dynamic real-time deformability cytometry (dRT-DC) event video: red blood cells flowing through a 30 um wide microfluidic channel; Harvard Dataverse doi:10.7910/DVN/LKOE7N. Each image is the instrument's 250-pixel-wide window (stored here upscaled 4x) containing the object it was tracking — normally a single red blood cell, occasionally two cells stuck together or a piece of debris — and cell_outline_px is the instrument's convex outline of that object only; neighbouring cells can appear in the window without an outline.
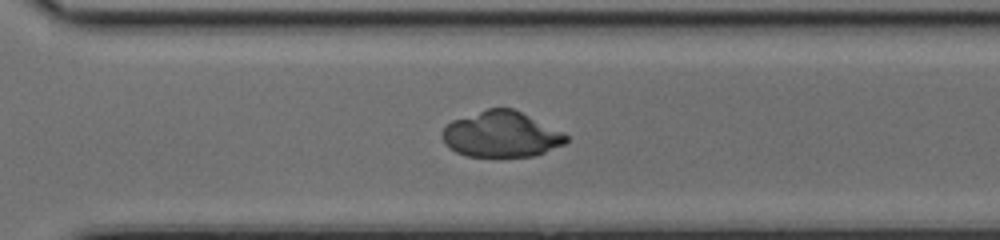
{"species": "common noctule bat (a hibernating species)", "species_latin": "Nyctalus noctula", "temperature_condition": "cold", "stored_images_in_passage": 35, "camera_frame_rate_fps": 3000, "um_per_image_px": 0.085, "animal": {"sex": "female", "body_mass_g": 17.0, "forearm_length_mm": 48.0}, "frame": {"image": 1, "passage_image": 20, "time_ms": 6.333, "image_size_px": [1000, 240], "cell_outline_px": [[568, 140], [564, 144], [536, 156], [464, 156], [448, 148], [444, 144], [444, 128], [452, 120], [488, 108], [512, 108], [564, 132], [568, 136]], "centroid_in_image_um": [42.62, 11.43], "position_along_channel_um": 328.0, "area_um2": 32.89}}
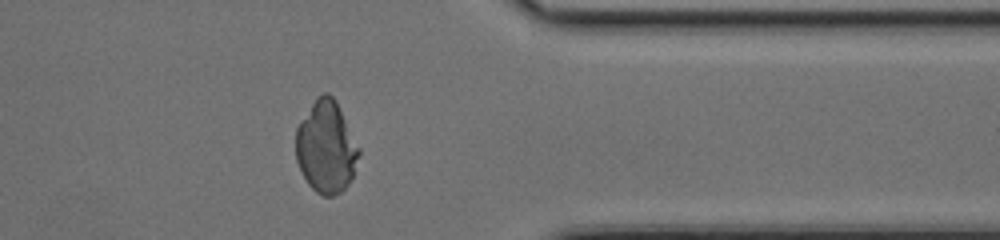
{"frame": {"image": 2, "passage_image": 25, "time_ms": 8.0, "image_size_px": [1000, 240], "cell_outline_px": [[360, 152], [352, 176], [348, 184], [340, 192], [332, 196], [324, 196], [316, 192], [308, 184], [300, 172], [296, 160], [296, 128], [316, 96], [324, 92], [328, 92], [336, 100], [360, 148]], "centroid_in_image_um": [27.71, 12.49], "position_along_channel_um": 383.7, "area_um2": 33.93}}